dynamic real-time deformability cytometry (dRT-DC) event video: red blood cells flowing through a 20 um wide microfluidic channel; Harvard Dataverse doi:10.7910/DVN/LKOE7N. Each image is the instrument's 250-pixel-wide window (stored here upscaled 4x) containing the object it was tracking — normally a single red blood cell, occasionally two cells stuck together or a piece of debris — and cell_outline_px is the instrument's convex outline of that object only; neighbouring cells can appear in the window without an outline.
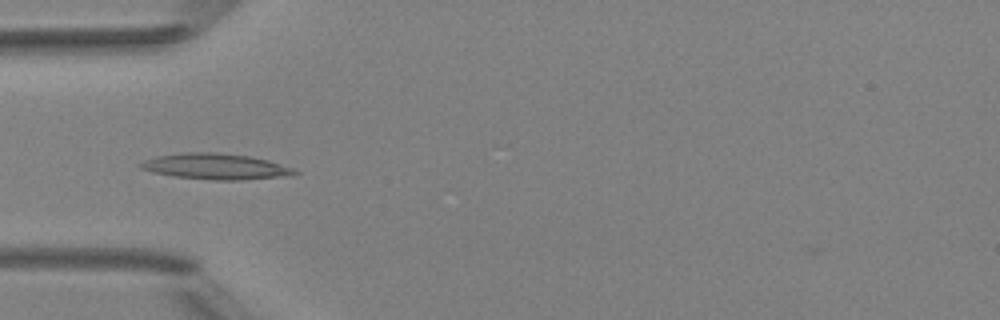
{"species": "Egyptian fruit bat (a non-hibernating species)", "species_latin": "Rousettus aegyptiacus", "temperature_condition": "room temperature", "stored_images_in_passage": 3, "camera_frame_rate_fps": 3000, "um_per_image_px": 0.085, "animal": {"sex": "female"}, "frame": {"image": 1, "passage_image": 1, "time_ms": 0.0, "image_size_px": [1000, 320], "cell_outline_px": [[300, 172], [292, 176], [240, 180], [216, 180], [172, 176], [152, 172], [140, 168], [136, 164], [144, 160], [156, 156], [184, 152], [212, 152], [248, 156], [268, 160], [292, 168]], "centroid_in_image_um": [18.31, 14.15], "position_along_channel_um": 66.7, "area_um2": 23.29}}
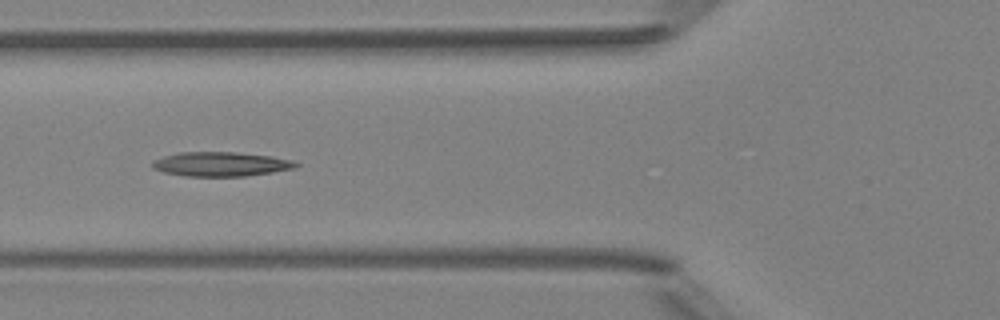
{"frame": {"image": 2, "passage_image": 2, "time_ms": 1.0, "image_size_px": [1000, 320], "cell_outline_px": [[300, 164], [296, 168], [272, 172], [244, 176], [184, 176], [164, 172], [152, 168], [152, 160], [164, 156], [180, 152], [236, 152], [272, 156], [292, 160]], "centroid_in_image_um": [18.77, 13.94], "position_along_channel_um": 107.0, "area_um2": 20.4}}
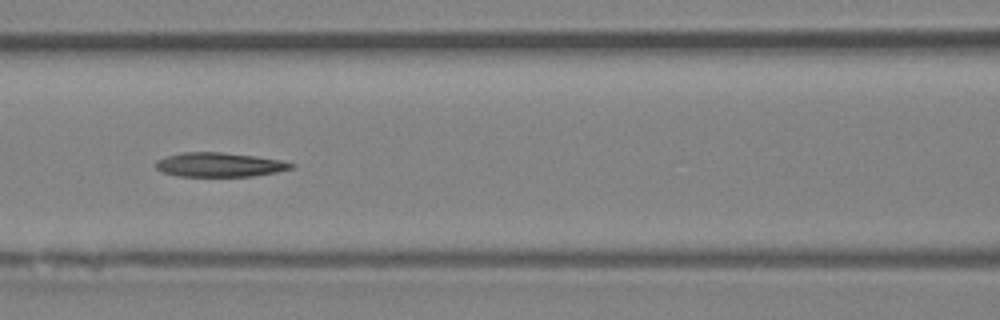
{"frame": {"image": 3, "passage_image": 3, "time_ms": 2.0, "image_size_px": [1000, 320], "cell_outline_px": [[296, 164], [292, 168], [276, 172], [252, 176], [176, 176], [164, 172], [156, 168], [156, 160], [180, 152], [220, 152], [256, 156], [284, 160]], "centroid_in_image_um": [18.68, 13.99], "position_along_channel_um": 147.9, "area_um2": 19.13}}